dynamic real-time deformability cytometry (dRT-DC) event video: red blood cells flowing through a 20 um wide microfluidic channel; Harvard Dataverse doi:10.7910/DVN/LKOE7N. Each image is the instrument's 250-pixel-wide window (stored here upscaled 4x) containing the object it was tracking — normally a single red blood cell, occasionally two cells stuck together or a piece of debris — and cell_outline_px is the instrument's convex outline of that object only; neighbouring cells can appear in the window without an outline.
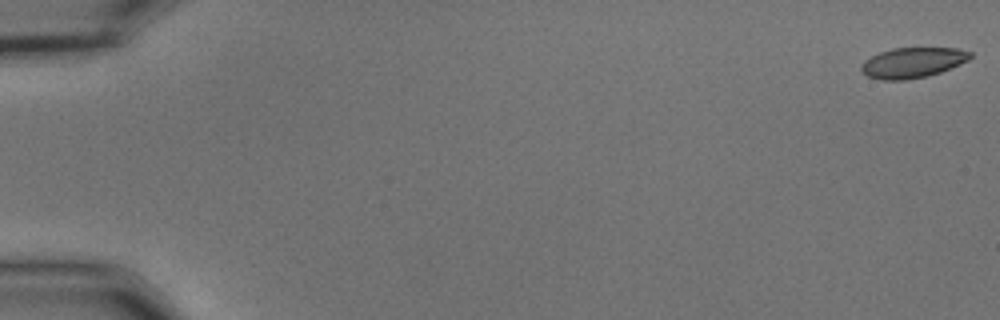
{"species": "common noctule bat (a hibernating species)", "species_latin": "Nyctalus noctula", "temperature_condition": "cold", "stored_images_in_passage": 56, "camera_frame_rate_fps": 3000, "um_per_image_px": 0.085, "animal": {"sex": "male", "body_mass_g": 15.6}, "frame": {"image": 1, "passage_image": 1, "time_ms": 0.0, "image_size_px": [1000, 320], "cell_outline_px": [[972, 56], [968, 60], [960, 64], [940, 72], [928, 76], [904, 80], [884, 80], [868, 76], [860, 72], [860, 64], [864, 60], [880, 52], [892, 48], [956, 48], [972, 52]], "centroid_in_image_um": [77.55, 5.32], "position_along_channel_um": 7.5, "area_um2": 19.31}}
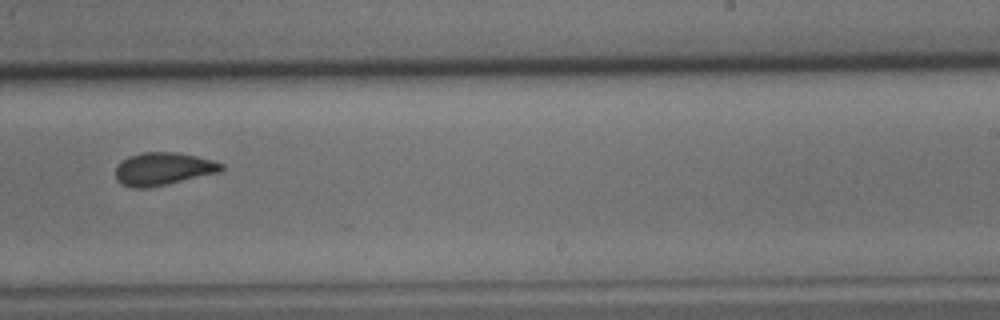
{"frame": {"image": 2, "passage_image": 36, "time_ms": 11.667, "image_size_px": [1000, 320], "cell_outline_px": [[224, 168], [220, 172], [148, 188], [132, 188], [120, 184], [116, 180], [116, 168], [128, 156], [144, 152], [176, 152], [196, 156], [212, 160], [224, 164]], "centroid_in_image_um": [13.86, 14.36], "position_along_channel_um": 275.1, "area_um2": 20.11}}
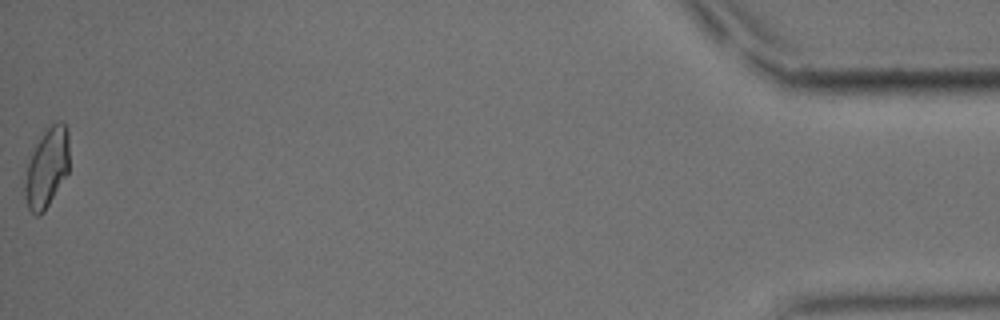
{"frame": {"image": 3, "passage_image": 56, "time_ms": 18.333, "image_size_px": [1000, 320], "cell_outline_px": [[68, 172], [44, 212], [40, 216], [36, 216], [28, 208], [24, 192], [24, 184], [28, 164], [32, 152], [44, 128], [56, 120], [60, 120], [68, 128]], "centroid_in_image_um": [3.98, 14.22], "position_along_channel_um": 431.2, "area_um2": 20.63}, "authors_computed_cell_mechanics": {"area_um2": 20.2589, "velocity_mm_per_s": 3.6707, "shape_relaxation_time_tau1_ms": null, "shape_relaxation_time_tau2_ms": 2.5387, "deformation_change_tau1": null, "deformation_change_tau2": 0.0815}}